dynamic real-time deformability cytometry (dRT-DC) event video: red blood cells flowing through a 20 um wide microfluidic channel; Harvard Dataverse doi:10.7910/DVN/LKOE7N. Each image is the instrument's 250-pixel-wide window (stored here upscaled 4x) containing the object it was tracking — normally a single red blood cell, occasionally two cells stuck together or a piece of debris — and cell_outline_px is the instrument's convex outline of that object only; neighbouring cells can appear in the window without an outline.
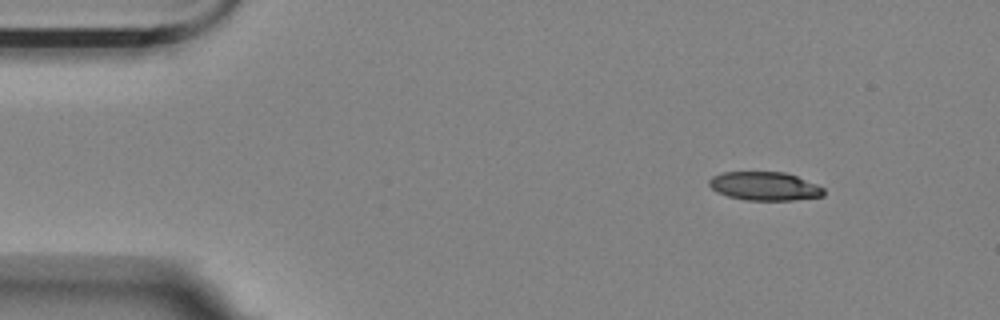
{"species": "Egyptian fruit bat (a non-hibernating species)", "species_latin": "Rousettus aegyptiacus", "temperature_condition": "room temperature", "stored_images_in_passage": 4, "camera_frame_rate_fps": 3000, "um_per_image_px": 0.085, "animal": {"sex": "female"}, "frame": {"image": 1, "passage_image": 1, "time_ms": 0.0, "image_size_px": [1000, 320], "cell_outline_px": [[824, 196], [796, 200], [744, 200], [728, 196], [716, 192], [708, 184], [708, 180], [712, 176], [724, 172], [784, 172], [796, 176], [816, 184], [824, 188]], "centroid_in_image_um": [64.98, 15.83], "position_along_channel_um": 20.0, "area_um2": 19.13}}
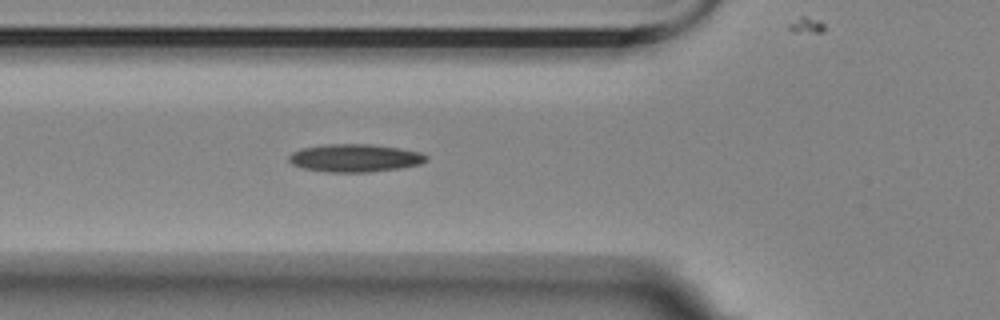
{"frame": {"image": 2, "passage_image": 4, "time_ms": 1.0, "image_size_px": [1000, 320], "cell_outline_px": [[428, 160], [420, 164], [400, 168], [368, 172], [328, 172], [304, 168], [292, 164], [288, 160], [288, 156], [292, 152], [300, 148], [324, 144], [372, 144], [400, 148], [420, 152], [428, 156]], "centroid_in_image_um": [30.16, 13.42], "position_along_channel_um": 95.6, "area_um2": 22.43}}